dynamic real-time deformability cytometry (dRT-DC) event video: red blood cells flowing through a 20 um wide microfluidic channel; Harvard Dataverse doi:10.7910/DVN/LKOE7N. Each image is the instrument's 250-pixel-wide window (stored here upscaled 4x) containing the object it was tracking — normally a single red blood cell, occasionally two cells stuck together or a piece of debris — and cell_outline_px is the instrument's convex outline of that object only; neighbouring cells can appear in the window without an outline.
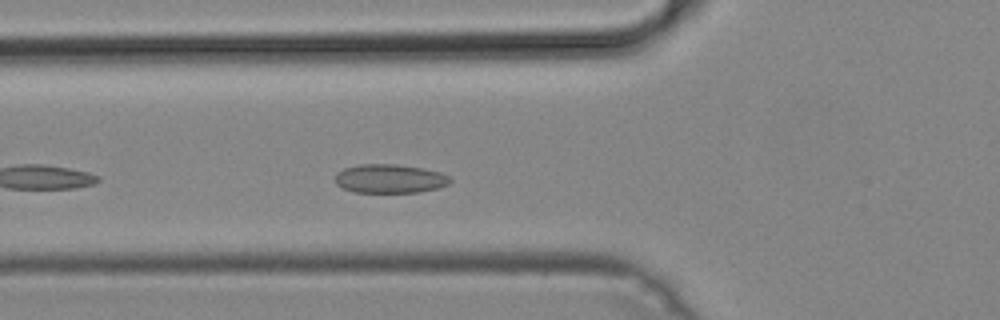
{"species": "common noctule bat (a hibernating species)", "species_latin": "Nyctalus noctula", "temperature_condition": "cold", "stored_images_in_passage": 21, "camera_frame_rate_fps": 3000, "um_per_image_px": 0.085, "animal": {"sex": "male", "body_mass_g": 19.2, "forearm_length_mm": 51.8}, "frame": {"image": 1, "passage_image": 2, "time_ms": 0.333, "image_size_px": [1000, 320], "cell_outline_px": [[452, 180], [448, 184], [436, 188], [420, 192], [352, 192], [336, 184], [336, 172], [344, 168], [360, 164], [396, 164], [424, 168], [440, 172], [448, 176]], "centroid_in_image_um": [33.12, 15.18], "position_along_channel_um": 92.7, "area_um2": 19.31}}
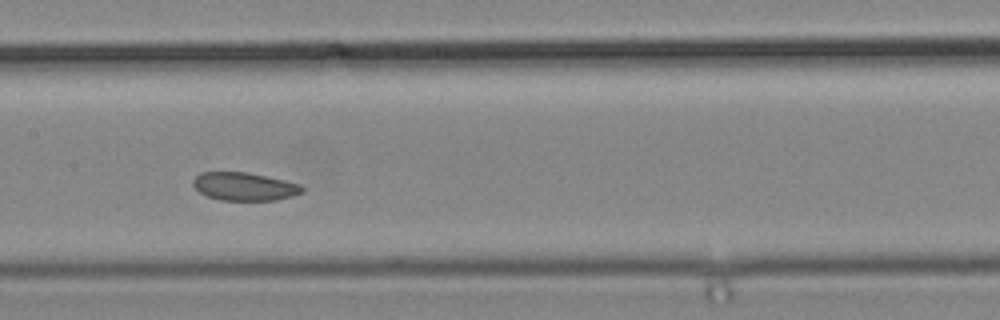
{"frame": {"image": 2, "passage_image": 9, "time_ms": 2.667, "image_size_px": [1000, 320], "cell_outline_px": [[304, 192], [292, 196], [276, 200], [220, 200], [208, 196], [200, 192], [192, 184], [192, 180], [200, 172], [248, 172], [284, 180], [300, 184], [304, 188]], "centroid_in_image_um": [20.78, 15.85], "position_along_channel_um": 186.6, "area_um2": 17.86}}
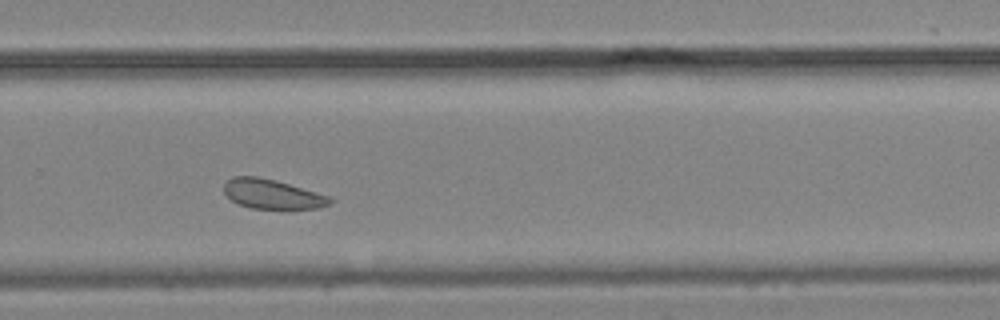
{"frame": {"image": 3, "passage_image": 18, "time_ms": 5.667, "image_size_px": [1000, 320], "cell_outline_px": [[332, 204], [320, 208], [248, 208], [232, 200], [224, 192], [224, 184], [232, 176], [256, 176], [288, 184], [328, 196], [332, 200]], "centroid_in_image_um": [23.11, 16.5], "position_along_channel_um": 306.7, "area_um2": 17.8}}